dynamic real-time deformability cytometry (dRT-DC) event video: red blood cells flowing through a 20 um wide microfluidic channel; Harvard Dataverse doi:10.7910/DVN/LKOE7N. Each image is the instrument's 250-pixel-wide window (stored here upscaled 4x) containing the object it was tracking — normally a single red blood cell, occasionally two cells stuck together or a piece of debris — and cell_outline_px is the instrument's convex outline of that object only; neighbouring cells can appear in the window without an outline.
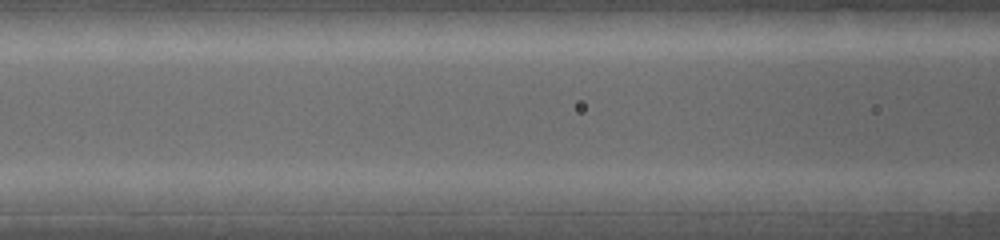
{"species": "common noctule bat (a hibernating species)", "species_latin": "Nyctalus noctula", "temperature_condition": "warm", "stored_images_in_passage": 3, "camera_frame_rate_fps": 5000, "um_per_image_px": 0.085, "animal": {"sex": "female", "body_mass_g": 19.0, "forearm_length_mm": 53.3}, "frame": {"image": 1, "passage_image": 3, "time_ms": 0.4, "image_size_px": [1000, 240], "cell_outline_px": [[864, 200], [860, 212], [736, 212], [732, 200], [732, 192], [852, 192]], "centroid_in_image_um": [67.73, 17.17], "position_along_channel_um": 98.9, "area_um2": 18.38}}